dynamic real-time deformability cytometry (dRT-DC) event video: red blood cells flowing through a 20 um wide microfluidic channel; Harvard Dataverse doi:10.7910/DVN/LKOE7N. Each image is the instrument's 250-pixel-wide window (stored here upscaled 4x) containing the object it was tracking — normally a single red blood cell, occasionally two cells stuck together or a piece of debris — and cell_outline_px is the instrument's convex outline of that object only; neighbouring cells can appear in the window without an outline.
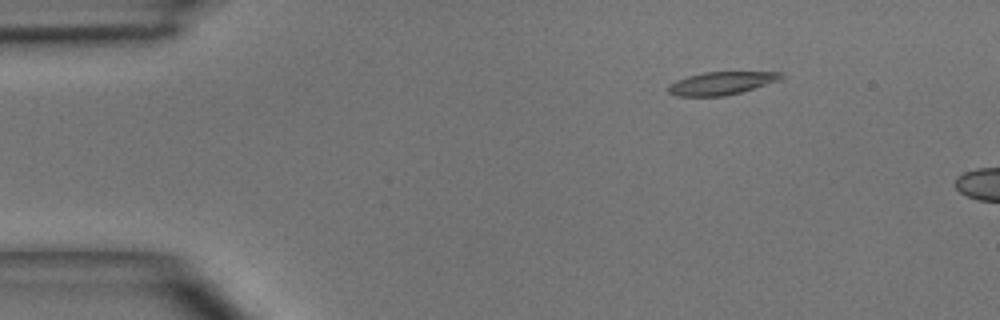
{"species": "common noctule bat (a hibernating species)", "species_latin": "Nyctalus noctula", "temperature_condition": "room temperature", "stored_images_in_passage": 4, "camera_frame_rate_fps": 3000, "um_per_image_px": 0.085, "animal": {"sex": "male", "body_mass_g": 15.6}, "frame": {"image": 1, "passage_image": 2, "time_ms": 1.333, "image_size_px": [1000, 320], "cell_outline_px": [[784, 76], [780, 80], [740, 92], [724, 96], [676, 96], [668, 92], [668, 84], [676, 80], [688, 76], [704, 72], [784, 72]], "centroid_in_image_um": [61.3, 7.07], "position_along_channel_um": 23.7, "area_um2": 15.03}}